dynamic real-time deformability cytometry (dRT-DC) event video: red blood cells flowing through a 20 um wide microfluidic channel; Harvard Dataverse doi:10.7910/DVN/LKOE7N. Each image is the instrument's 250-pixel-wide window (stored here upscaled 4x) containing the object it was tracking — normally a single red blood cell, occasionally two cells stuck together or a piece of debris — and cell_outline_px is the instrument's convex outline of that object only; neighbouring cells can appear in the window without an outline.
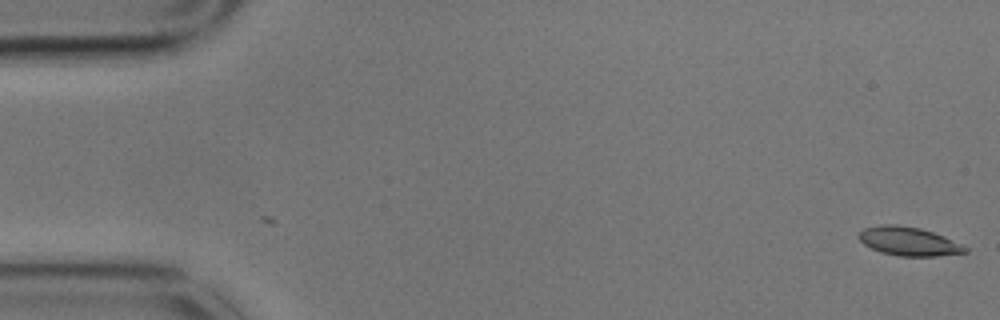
{"species": "common noctule bat (a hibernating species)", "species_latin": "Nyctalus noctula", "temperature_condition": "cold", "stored_images_in_passage": 2, "camera_frame_rate_fps": 3000, "um_per_image_px": 0.085, "animal": {"sex": "male", "body_mass_g": 17.9}, "frame": {"image": 1, "passage_image": 2, "time_ms": 0.333, "image_size_px": [1000, 320], "cell_outline_px": [[968, 252], [936, 256], [900, 256], [880, 252], [864, 244], [856, 236], [864, 228], [880, 224], [896, 224], [920, 228], [944, 236], [964, 244], [968, 248]], "centroid_in_image_um": [77.25, 20.51], "position_along_channel_um": 7.7, "area_um2": 17.92}}